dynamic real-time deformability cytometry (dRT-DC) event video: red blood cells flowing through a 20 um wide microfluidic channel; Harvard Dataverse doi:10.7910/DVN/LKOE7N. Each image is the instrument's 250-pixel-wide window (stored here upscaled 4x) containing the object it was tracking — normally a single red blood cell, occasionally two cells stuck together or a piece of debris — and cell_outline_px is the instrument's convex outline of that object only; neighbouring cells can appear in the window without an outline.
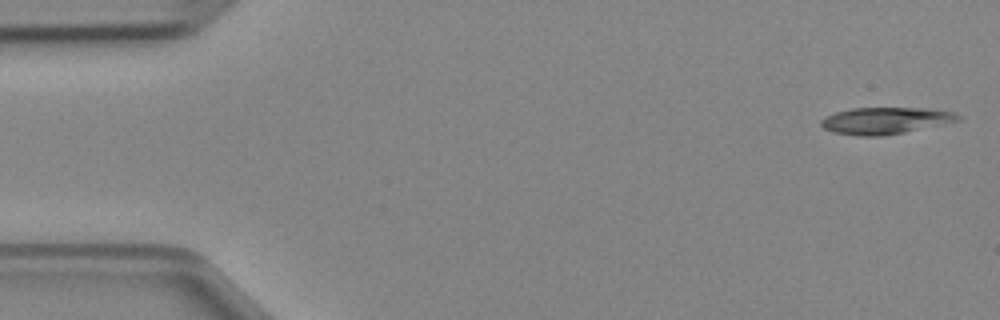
{"species": "Egyptian fruit bat (a non-hibernating species)", "species_latin": "Rousettus aegyptiacus", "temperature_condition": "cold", "stored_images_in_passage": 46, "camera_frame_rate_fps": 3000, "um_per_image_px": 0.085, "animal": {"sex": "female"}, "frame": {"image": 1, "passage_image": 1, "time_ms": 0.0, "image_size_px": [1000, 320], "cell_outline_px": [[964, 116], [960, 120], [944, 124], [904, 132], [880, 136], [860, 136], [832, 132], [824, 128], [820, 124], [820, 120], [836, 112], [852, 108], [924, 108], [956, 112]], "centroid_in_image_um": [75.3, 10.25], "position_along_channel_um": 9.7, "area_um2": 21.33}}
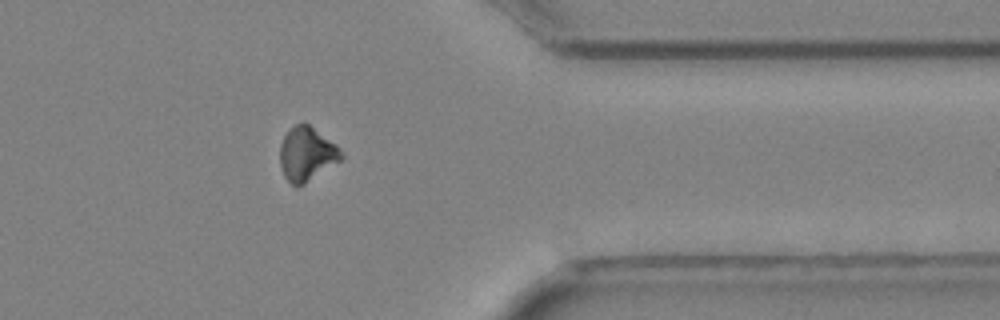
{"frame": {"image": 2, "passage_image": 37, "time_ms": 12.0, "image_size_px": [1000, 320], "cell_outline_px": [[344, 156], [340, 160], [304, 184], [292, 184], [284, 176], [280, 164], [280, 144], [284, 136], [296, 124], [308, 124], [336, 144], [344, 152]], "centroid_in_image_um": [26.08, 13.08], "position_along_channel_um": 385.3, "area_um2": 18.84}}
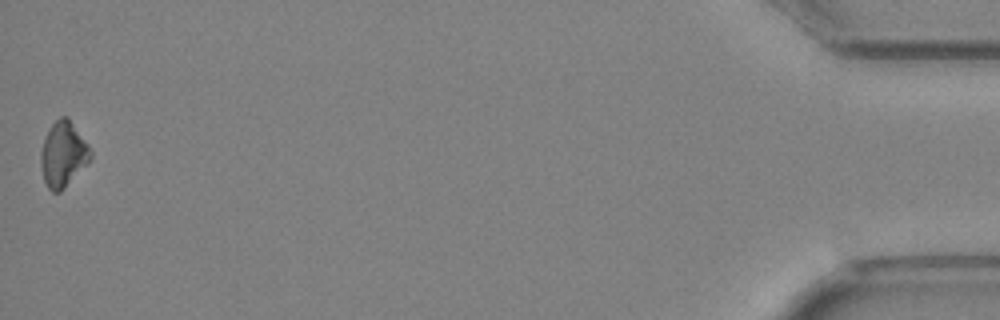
{"frame": {"image": 3, "passage_image": 46, "time_ms": 15.0, "image_size_px": [1000, 320], "cell_outline_px": [[92, 156], [88, 164], [60, 192], [52, 192], [48, 188], [44, 180], [40, 164], [40, 152], [48, 128], [60, 116], [68, 116], [88, 144], [92, 152]], "centroid_in_image_um": [5.37, 13.11], "position_along_channel_um": 429.8, "area_um2": 19.07}}